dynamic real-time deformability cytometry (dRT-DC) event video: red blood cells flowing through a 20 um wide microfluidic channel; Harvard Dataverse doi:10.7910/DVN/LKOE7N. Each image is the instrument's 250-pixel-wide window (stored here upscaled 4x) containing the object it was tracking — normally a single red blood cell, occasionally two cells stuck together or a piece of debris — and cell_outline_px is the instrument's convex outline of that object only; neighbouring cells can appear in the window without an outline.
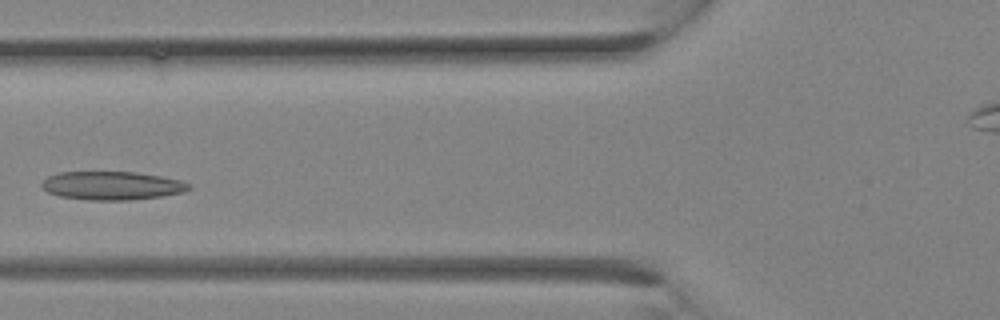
{"species": "Egyptian fruit bat (a non-hibernating species)", "species_latin": "Rousettus aegyptiacus", "temperature_condition": "room temperature", "stored_images_in_passage": 9, "camera_frame_rate_fps": 3000, "um_per_image_px": 0.085, "animal": {"sex": "female"}, "frame": {"image": 1, "passage_image": 8, "time_ms": 2.333, "image_size_px": [1000, 320], "cell_outline_px": [[192, 188], [184, 192], [160, 196], [132, 200], [88, 200], [60, 196], [48, 192], [40, 184], [48, 176], [60, 172], [136, 172], [160, 176], [180, 180], [192, 184]], "centroid_in_image_um": [9.55, 15.78], "position_along_channel_um": 116.3, "area_um2": 24.39}}